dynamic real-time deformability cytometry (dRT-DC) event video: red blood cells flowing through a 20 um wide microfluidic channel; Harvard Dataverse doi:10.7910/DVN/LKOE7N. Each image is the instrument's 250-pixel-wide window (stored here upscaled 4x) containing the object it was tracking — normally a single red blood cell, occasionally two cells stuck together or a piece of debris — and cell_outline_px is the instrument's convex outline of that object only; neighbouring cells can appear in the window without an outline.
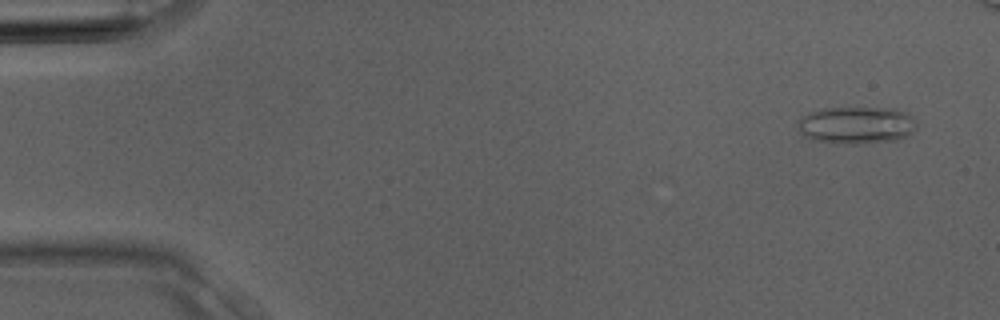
{"species": "Egyptian fruit bat (a non-hibernating species)", "species_latin": "Rousettus aegyptiacus", "temperature_condition": "room temperature", "stored_images_in_passage": 5, "camera_frame_rate_fps": 3000, "um_per_image_px": 0.085, "animal": {"sex": "male"}, "frame": {"image": 1, "passage_image": 1, "time_ms": 0.0, "image_size_px": [1000, 320], "cell_outline_px": [[916, 128], [908, 136], [896, 140], [856, 144], [844, 144], [816, 140], [804, 136], [800, 132], [800, 120], [804, 116], [812, 112], [824, 108], [892, 108], [904, 112], [912, 116], [916, 124]], "centroid_in_image_um": [72.85, 10.64], "position_along_channel_um": 12.1, "area_um2": 25.49}}